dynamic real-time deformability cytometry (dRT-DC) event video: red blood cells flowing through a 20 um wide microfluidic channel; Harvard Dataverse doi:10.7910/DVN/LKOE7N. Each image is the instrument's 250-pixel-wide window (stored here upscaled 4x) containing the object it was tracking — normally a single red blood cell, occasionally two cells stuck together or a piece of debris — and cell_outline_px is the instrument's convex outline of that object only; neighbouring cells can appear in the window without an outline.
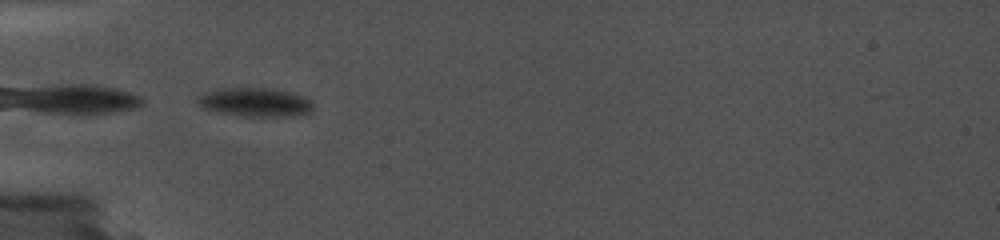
{"species": "common noctule bat (a hibernating species)", "species_latin": "Nyctalus noctula", "temperature_condition": "cold", "stored_images_in_passage": 26, "camera_frame_rate_fps": 5000, "um_per_image_px": 0.085, "animal": {"sex": "female", "body_mass_g": 19.0, "forearm_length_mm": 56.7}, "frame": {"image": 1, "passage_image": 1, "time_ms": 0.0, "image_size_px": [1000, 240], "cell_outline_px": [[312, 112], [292, 116], [248, 116], [216, 112], [204, 108], [196, 100], [196, 96], [204, 92], [224, 88], [268, 88], [292, 92], [304, 96], [312, 100]], "centroid_in_image_um": [21.7, 8.68], "position_along_channel_um": 63.3, "area_um2": 19.42}}
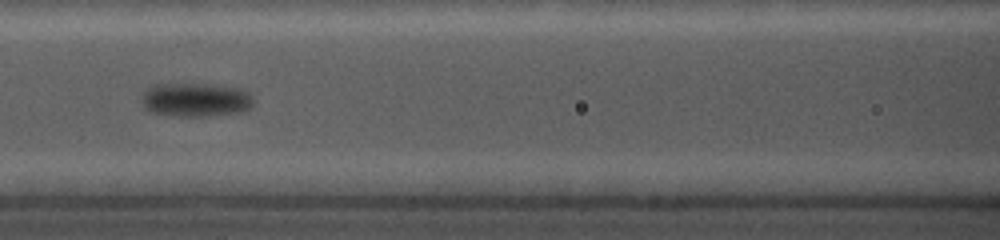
{"frame": {"image": 2, "passage_image": 12, "time_ms": 2.6, "image_size_px": [1000, 240], "cell_outline_px": [[252, 104], [244, 112], [200, 116], [184, 116], [152, 112], [140, 100], [144, 92], [152, 84], [204, 84], [236, 88], [248, 92], [252, 96]], "centroid_in_image_um": [16.62, 8.47], "position_along_channel_um": 150.0, "area_um2": 21.62}}